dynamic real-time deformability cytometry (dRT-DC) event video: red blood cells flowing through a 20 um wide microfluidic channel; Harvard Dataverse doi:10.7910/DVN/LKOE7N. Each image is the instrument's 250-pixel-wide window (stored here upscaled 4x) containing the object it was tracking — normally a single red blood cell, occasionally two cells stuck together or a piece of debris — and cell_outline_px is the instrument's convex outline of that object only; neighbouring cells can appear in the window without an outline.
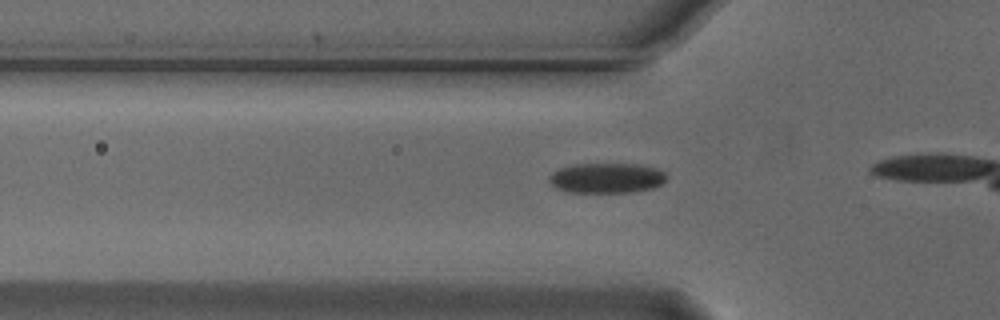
{"species": "Egyptian fruit bat (a non-hibernating species)", "species_latin": "Rousettus aegyptiacus", "temperature_condition": "cold", "stored_images_in_passage": 12, "camera_frame_rate_fps": 3000, "um_per_image_px": 0.085, "animal": {"sex": "male"}, "frame": {"image": 1, "passage_image": 9, "time_ms": 2.667, "image_size_px": [1000, 320], "cell_outline_px": [[668, 176], [660, 184], [652, 188], [628, 192], [568, 192], [556, 188], [548, 180], [548, 176], [552, 172], [560, 168], [572, 164], [636, 164], [656, 168], [664, 172]], "centroid_in_image_um": [51.52, 15.12], "position_along_channel_um": 74.3, "area_um2": 20.52}}